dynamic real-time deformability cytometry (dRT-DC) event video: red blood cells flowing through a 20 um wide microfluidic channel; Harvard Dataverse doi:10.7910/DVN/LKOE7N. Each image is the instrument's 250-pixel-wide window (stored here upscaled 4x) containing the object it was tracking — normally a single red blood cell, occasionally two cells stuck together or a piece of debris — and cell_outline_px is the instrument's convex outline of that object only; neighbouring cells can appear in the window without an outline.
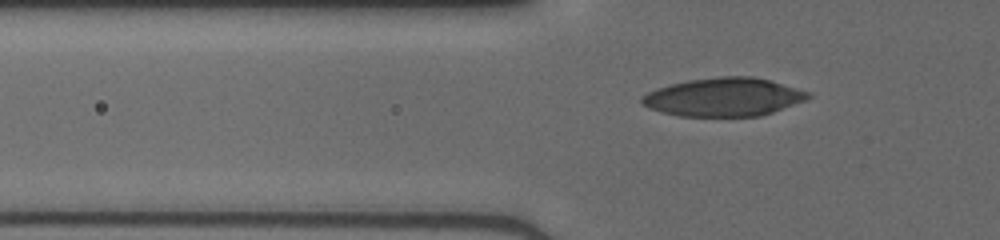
{"species": "human", "species_latin": "Homo sapiens", "temperature_condition": "cold", "stored_images_in_passage": 37, "camera_frame_rate_fps": 3000, "um_per_image_px": 0.085, "donor": {"sex": "male"}, "frame": {"image": 1, "passage_image": 5, "time_ms": 1.333, "image_size_px": [1000, 240], "cell_outline_px": [[812, 96], [804, 100], [772, 112], [760, 116], [680, 116], [660, 112], [648, 108], [640, 104], [640, 96], [656, 88], [688, 80], [720, 76], [752, 76], [768, 80], [812, 92]], "centroid_in_image_um": [61.47, 8.25], "position_along_channel_um": 64.3, "area_um2": 37.22}}
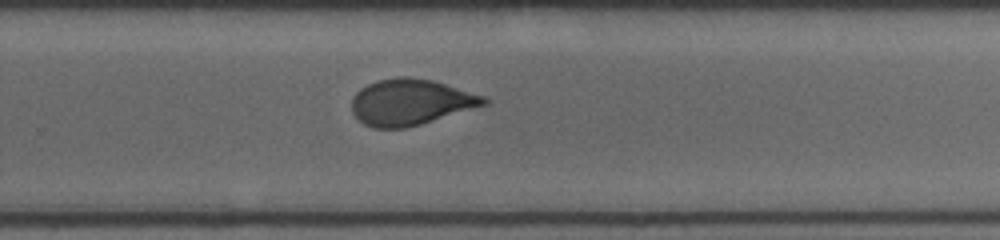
{"frame": {"image": 2, "passage_image": 22, "time_ms": 7.0, "image_size_px": [1000, 240], "cell_outline_px": [[488, 104], [420, 124], [404, 128], [376, 128], [364, 124], [352, 112], [352, 96], [360, 88], [368, 84], [380, 80], [400, 76], [408, 76], [432, 80], [488, 96]], "centroid_in_image_um": [34.92, 8.67], "position_along_channel_um": 294.9, "area_um2": 35.43}}
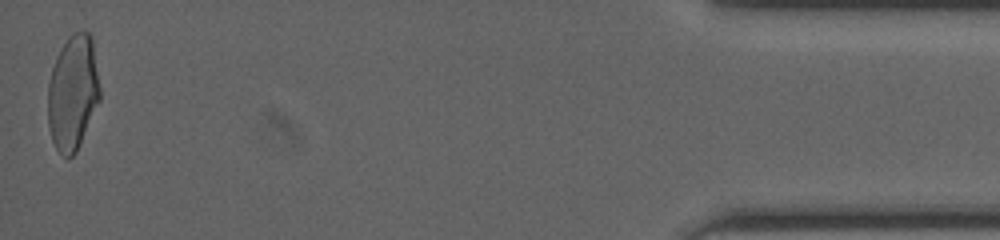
{"frame": {"image": 3, "passage_image": 37, "time_ms": 12.0, "image_size_px": [1000, 240], "cell_outline_px": [[100, 100], [76, 152], [68, 160], [56, 148], [52, 140], [48, 124], [48, 84], [52, 68], [56, 56], [60, 48], [68, 36], [76, 32], [88, 32], [92, 36], [100, 88]], "centroid_in_image_um": [6.19, 7.87], "position_along_channel_um": 429.0, "area_um2": 34.97}}